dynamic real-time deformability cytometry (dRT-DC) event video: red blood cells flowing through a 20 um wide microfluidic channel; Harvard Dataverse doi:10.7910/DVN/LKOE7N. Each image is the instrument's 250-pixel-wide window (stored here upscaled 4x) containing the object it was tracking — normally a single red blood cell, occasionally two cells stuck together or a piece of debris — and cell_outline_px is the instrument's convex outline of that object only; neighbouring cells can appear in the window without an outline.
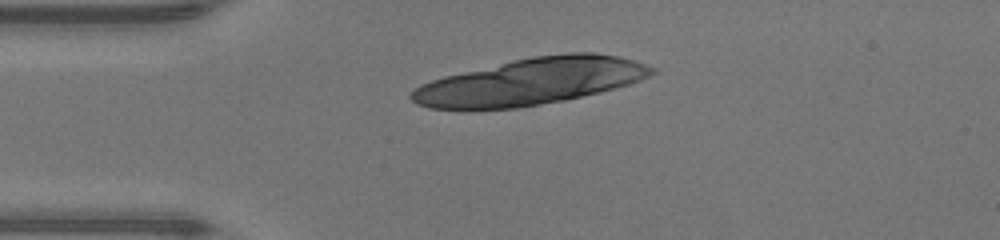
{"species": "human", "species_latin": "Homo sapiens", "temperature_condition": "warm", "stored_images_in_passage": 25, "camera_frame_rate_fps": 3000, "um_per_image_px": 0.085, "donor": {"sex": "male"}, "frame": {"image": 1, "passage_image": 1, "time_ms": 0.0, "image_size_px": [1000, 240], "cell_outline_px": [[656, 72], [640, 80], [616, 88], [600, 92], [564, 100], [516, 108], [428, 108], [416, 104], [408, 96], [420, 84], [444, 76], [512, 60], [532, 56], [568, 52], [592, 52], [620, 56], [656, 68]], "centroid_in_image_um": [45.13, 6.91], "position_along_channel_um": 39.9, "area_um2": 64.85}}